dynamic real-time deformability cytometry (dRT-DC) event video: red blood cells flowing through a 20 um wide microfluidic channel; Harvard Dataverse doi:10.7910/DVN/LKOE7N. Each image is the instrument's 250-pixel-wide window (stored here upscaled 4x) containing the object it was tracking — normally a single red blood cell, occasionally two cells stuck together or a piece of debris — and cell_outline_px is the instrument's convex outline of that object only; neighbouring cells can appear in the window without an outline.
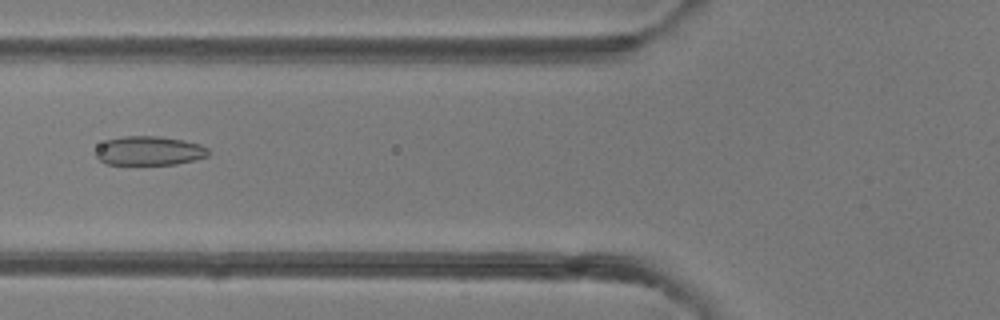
{"species": "common noctule bat (a hibernating species)", "species_latin": "Nyctalus noctula", "temperature_condition": "room temperature", "stored_images_in_passage": 49, "camera_frame_rate_fps": 3000, "um_per_image_px": 0.085, "animal": {"sex": "female"}, "frame": {"image": 1, "passage_image": 19, "time_ms": 6.0, "image_size_px": [1000, 320], "cell_outline_px": [[208, 156], [196, 160], [176, 164], [108, 164], [100, 160], [92, 152], [100, 144], [108, 140], [124, 136], [160, 136], [184, 140], [200, 144], [208, 148]], "centroid_in_image_um": [12.68, 12.81], "position_along_channel_um": 113.1, "area_um2": 19.19}}
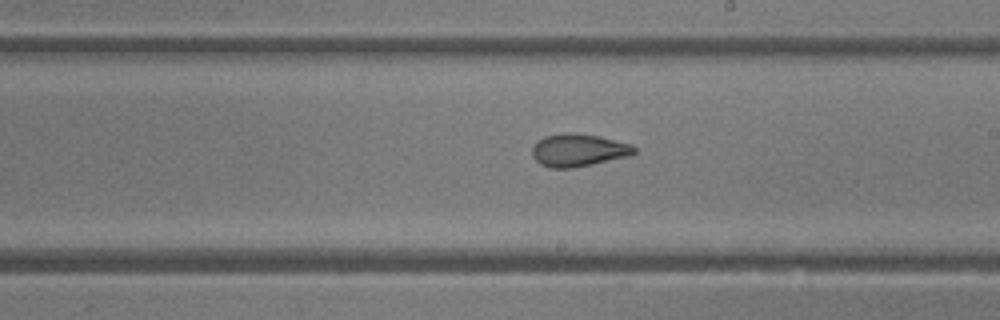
{"frame": {"image": 2, "passage_image": 28, "time_ms": 9.0, "image_size_px": [1000, 320], "cell_outline_px": [[636, 152], [628, 156], [592, 164], [572, 168], [552, 168], [540, 164], [532, 156], [532, 144], [544, 136], [564, 132], [572, 132], [596, 136], [632, 144], [636, 148]], "centroid_in_image_um": [49.12, 12.76], "position_along_channel_um": 239.9, "area_um2": 19.42}}
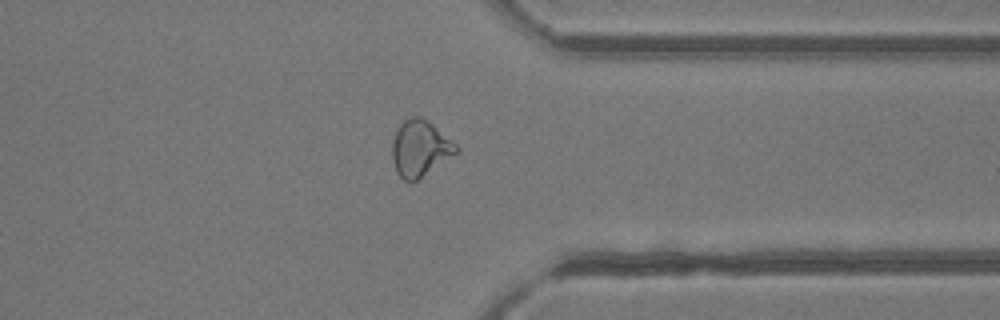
{"frame": {"image": 3, "passage_image": 38, "time_ms": 12.333, "image_size_px": [1000, 320], "cell_outline_px": [[460, 152], [416, 180], [404, 180], [396, 172], [392, 160], [392, 140], [400, 124], [404, 120], [412, 116], [420, 116], [432, 124], [452, 140], [460, 148]], "centroid_in_image_um": [35.71, 12.6], "position_along_channel_um": 375.7, "area_um2": 20.87}, "authors_computed_cell_mechanics": {"area_um2": 21.675, "velocity_mm_per_s": 4.2145, "shape_relaxation_time_tau1_ms": null, "shape_relaxation_time_tau2_ms": 1.6183, "deformation_change_tau1": null, "deformation_change_tau2": 0.0707}}